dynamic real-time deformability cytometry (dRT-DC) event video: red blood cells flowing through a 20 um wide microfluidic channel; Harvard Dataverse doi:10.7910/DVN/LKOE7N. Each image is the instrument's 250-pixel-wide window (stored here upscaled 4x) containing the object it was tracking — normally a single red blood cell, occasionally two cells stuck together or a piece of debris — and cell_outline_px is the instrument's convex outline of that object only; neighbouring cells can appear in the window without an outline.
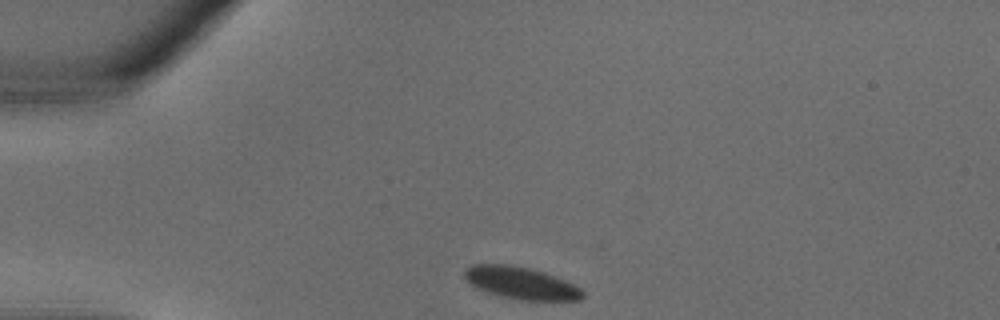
{"species": "common noctule bat (a hibernating species)", "species_latin": "Nyctalus noctula", "temperature_condition": "warm", "stored_images_in_passage": 27, "camera_frame_rate_fps": 3000, "um_per_image_px": 0.085, "animal": {"sex": "male", "body_mass_g": 18.8}, "frame": {"image": 1, "passage_image": 1, "time_ms": 0.0, "image_size_px": [1000, 320], "cell_outline_px": [[584, 296], [580, 300], [520, 300], [488, 292], [476, 288], [468, 284], [464, 280], [464, 272], [472, 264], [508, 264], [528, 268], [544, 272], [556, 276], [580, 288], [584, 292]], "centroid_in_image_um": [44.26, 24.05], "position_along_channel_um": 40.7, "area_um2": 22.08}}
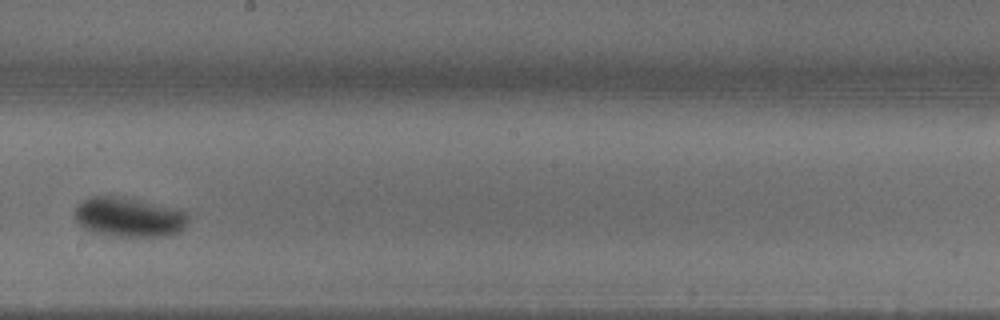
{"frame": {"image": 2, "passage_image": 13, "time_ms": 4.0, "image_size_px": [1000, 320], "cell_outline_px": [[188, 220], [184, 228], [168, 236], [108, 236], [92, 232], [84, 228], [76, 220], [72, 212], [76, 204], [80, 200], [92, 196], [124, 196], [184, 212], [188, 216]], "centroid_in_image_um": [10.85, 18.46], "position_along_channel_um": 237.4, "area_um2": 26.18}}
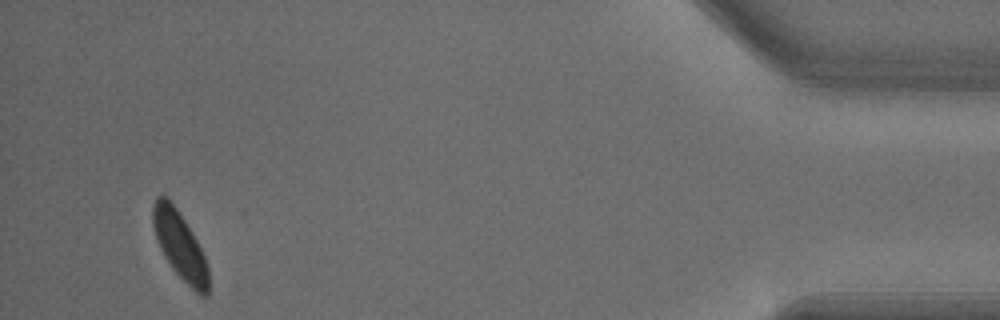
{"frame": {"image": 3, "passage_image": 26, "time_ms": 8.333, "image_size_px": [1000, 320], "cell_outline_px": [[208, 296], [200, 296], [172, 268], [164, 256], [156, 240], [152, 224], [152, 204], [156, 196], [164, 196], [176, 208], [192, 232], [204, 256], [208, 268]], "centroid_in_image_um": [15.26, 20.86], "position_along_channel_um": 419.9, "area_um2": 21.56}}